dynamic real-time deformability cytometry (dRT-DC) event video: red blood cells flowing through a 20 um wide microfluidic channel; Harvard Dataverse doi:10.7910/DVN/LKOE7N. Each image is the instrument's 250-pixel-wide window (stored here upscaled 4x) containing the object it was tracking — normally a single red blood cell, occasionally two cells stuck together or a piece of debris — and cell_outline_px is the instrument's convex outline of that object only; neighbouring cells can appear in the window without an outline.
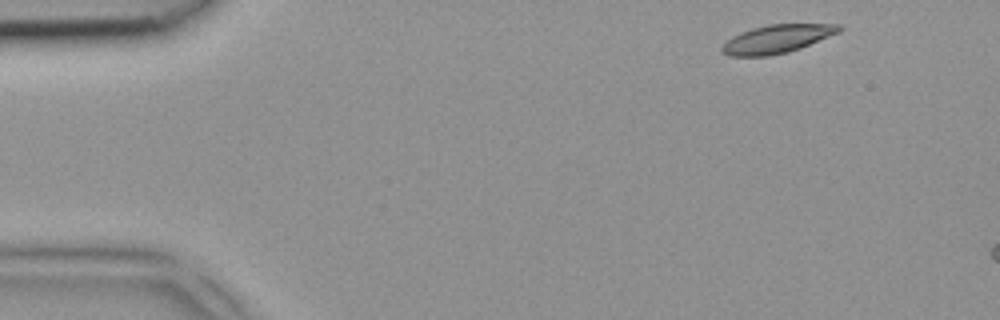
{"species": "common noctule bat (a hibernating species)", "species_latin": "Nyctalus noctula", "temperature_condition": "room temperature", "stored_images_in_passage": 3, "camera_frame_rate_fps": 3000, "um_per_image_px": 0.085, "animal": {"sex": "female", "body_mass_g": 18.4}, "frame": {"image": 1, "passage_image": 1, "time_ms": 0.0, "image_size_px": [1000, 320], "cell_outline_px": [[840, 32], [800, 48], [788, 52], [768, 56], [728, 56], [720, 52], [720, 48], [732, 36], [740, 32], [752, 28], [768, 24], [840, 24]], "centroid_in_image_um": [66.0, 3.31], "position_along_channel_um": 19.0, "area_um2": 19.31}}